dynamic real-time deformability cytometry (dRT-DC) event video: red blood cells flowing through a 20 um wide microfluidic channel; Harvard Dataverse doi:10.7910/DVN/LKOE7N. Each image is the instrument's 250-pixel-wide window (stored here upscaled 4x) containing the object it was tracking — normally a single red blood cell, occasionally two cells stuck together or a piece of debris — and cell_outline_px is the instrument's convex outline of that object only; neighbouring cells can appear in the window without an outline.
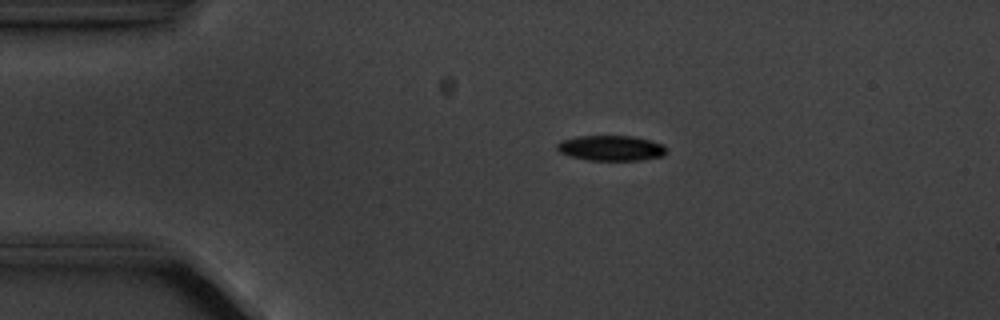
{"species": "common noctule bat (a hibernating species)", "species_latin": "Nyctalus noctula", "temperature_condition": "cold", "stored_images_in_passage": 5, "camera_frame_rate_fps": 3000, "um_per_image_px": 0.085, "animal": {"sex": "male", "body_mass_g": 20.1, "forearm_length_mm": 53.5}, "frame": {"image": 1, "passage_image": 4, "time_ms": 3.333, "image_size_px": [1000, 320], "cell_outline_px": [[664, 156], [640, 160], [588, 160], [568, 156], [560, 152], [556, 148], [556, 144], [560, 140], [580, 136], [632, 136], [652, 140], [664, 144]], "centroid_in_image_um": [51.91, 12.58], "position_along_channel_um": 33.1, "area_um2": 16.18}}